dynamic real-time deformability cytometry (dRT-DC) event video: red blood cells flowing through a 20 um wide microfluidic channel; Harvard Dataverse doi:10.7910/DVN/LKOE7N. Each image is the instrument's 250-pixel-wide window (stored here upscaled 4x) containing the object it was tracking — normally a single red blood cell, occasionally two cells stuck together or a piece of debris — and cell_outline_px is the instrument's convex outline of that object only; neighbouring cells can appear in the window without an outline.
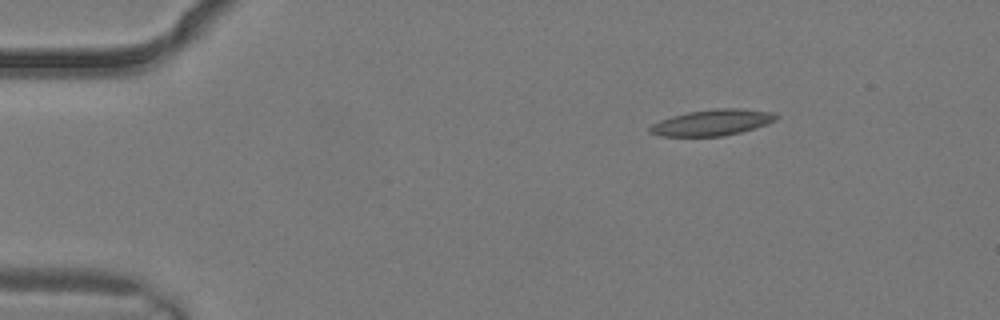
{"species": "common noctule bat (a hibernating species)", "species_latin": "Nyctalus noctula", "temperature_condition": "warm", "stored_images_in_passage": 1, "camera_frame_rate_fps": 3000, "um_per_image_px": 0.085, "animal": {"sex": "male", "body_mass_g": 19.2, "forearm_length_mm": 51.8}, "frame": {"image": 1, "passage_image": 1, "time_ms": 0.0, "image_size_px": [1000, 320], "cell_outline_px": [[780, 116], [776, 120], [768, 124], [756, 128], [724, 136], [660, 136], [648, 132], [648, 128], [652, 124], [660, 120], [672, 116], [688, 112], [716, 108], [740, 108], [772, 112]], "centroid_in_image_um": [60.55, 10.41], "position_along_channel_um": 24.4, "area_um2": 19.31}}